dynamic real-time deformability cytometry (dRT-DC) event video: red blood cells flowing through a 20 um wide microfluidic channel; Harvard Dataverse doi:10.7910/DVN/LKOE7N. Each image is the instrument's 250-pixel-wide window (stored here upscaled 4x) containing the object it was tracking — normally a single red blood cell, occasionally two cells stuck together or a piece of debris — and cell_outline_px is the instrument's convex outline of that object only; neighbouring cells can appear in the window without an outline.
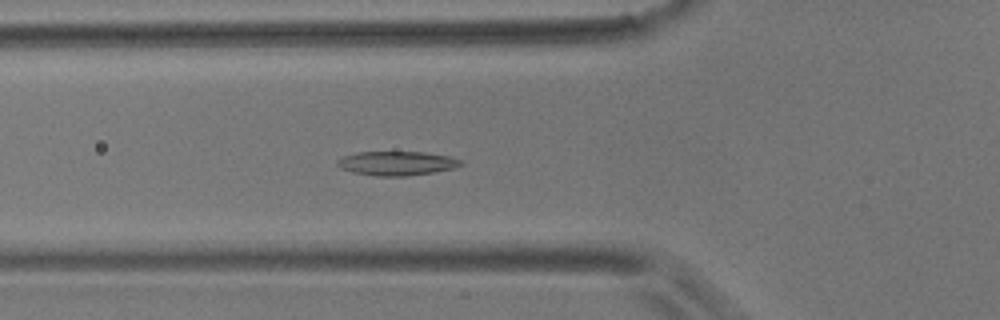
{"species": "common noctule bat (a hibernating species)", "species_latin": "Nyctalus noctula", "temperature_condition": "room temperature", "stored_images_in_passage": 46, "camera_frame_rate_fps": 3000, "um_per_image_px": 0.085, "animal": {"sex": "male", "body_mass_g": 17.9}, "frame": {"image": 1, "passage_image": 10, "time_ms": 3.0, "image_size_px": [1000, 320], "cell_outline_px": [[464, 164], [452, 168], [432, 172], [404, 176], [376, 176], [352, 172], [340, 168], [336, 164], [336, 160], [344, 156], [356, 152], [424, 152], [452, 156], [460, 160]], "centroid_in_image_um": [33.7, 13.87], "position_along_channel_um": 92.1, "area_um2": 17.34}}
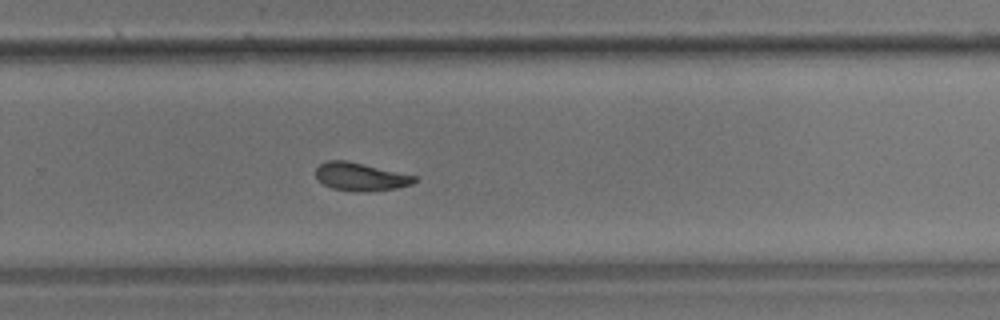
{"frame": {"image": 2, "passage_image": 27, "time_ms": 8.667, "image_size_px": [1000, 320], "cell_outline_px": [[420, 180], [412, 184], [396, 188], [364, 192], [356, 192], [332, 188], [324, 184], [316, 176], [316, 168], [320, 164], [328, 160], [344, 160], [420, 176]], "centroid_in_image_um": [30.72, 15.02], "position_along_channel_um": 299.1, "area_um2": 16.24}}
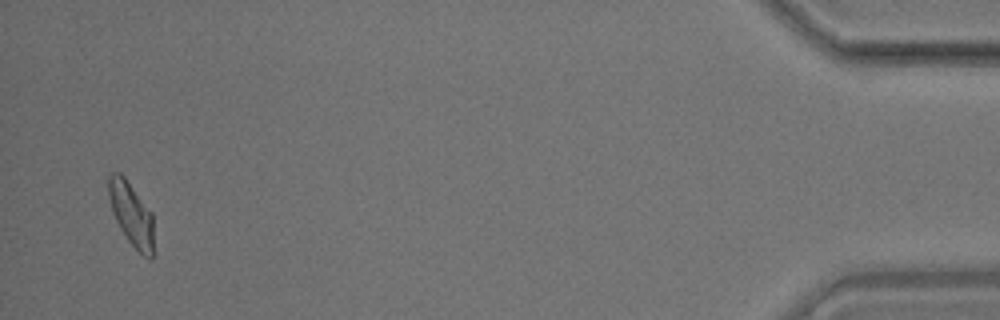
{"frame": {"image": 3, "passage_image": 44, "time_ms": 14.333, "image_size_px": [1000, 320], "cell_outline_px": [[152, 260], [148, 260], [128, 240], [120, 228], [112, 212], [108, 196], [108, 176], [112, 172], [120, 172], [124, 176], [152, 212]], "centroid_in_image_um": [11.14, 18.16], "position_along_channel_um": 424.1, "area_um2": 16.53}, "authors_computed_cell_mechanics": {"area_um2": 16.6753, "velocity_mm_per_s": 3.6547, "shape_relaxation_time_tau1_ms": 5.2681, "shape_relaxation_time_tau2_ms": 3.2156, "deformation_change_tau1": 0.1254, "deformation_change_tau2": 0.0989}}